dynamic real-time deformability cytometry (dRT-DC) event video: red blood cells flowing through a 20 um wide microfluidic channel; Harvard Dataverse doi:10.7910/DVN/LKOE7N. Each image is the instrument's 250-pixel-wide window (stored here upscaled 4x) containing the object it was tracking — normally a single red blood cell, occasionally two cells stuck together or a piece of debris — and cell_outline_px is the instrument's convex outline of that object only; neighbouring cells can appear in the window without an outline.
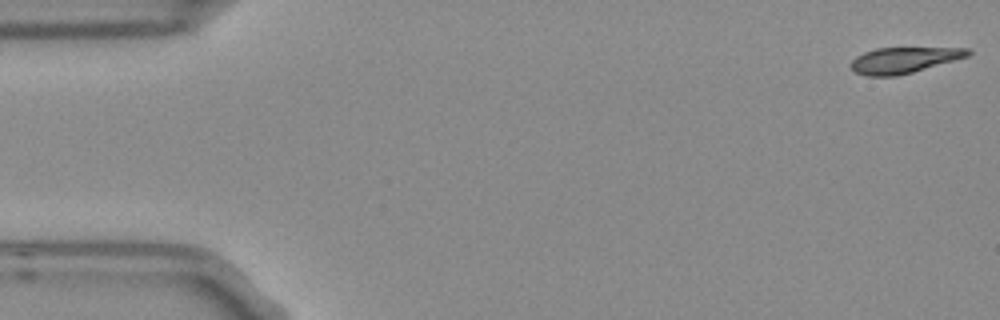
{"species": "Egyptian fruit bat (a non-hibernating species)", "species_latin": "Rousettus aegyptiacus", "temperature_condition": "room temperature", "stored_images_in_passage": 5, "camera_frame_rate_fps": 3000, "um_per_image_px": 0.085, "frame": {"image": 1, "passage_image": 1, "time_ms": 0.0, "image_size_px": [1000, 320], "cell_outline_px": [[972, 52], [968, 56], [912, 72], [896, 76], [868, 76], [856, 72], [852, 68], [852, 60], [856, 56], [864, 52], [876, 48], [968, 48]], "centroid_in_image_um": [76.82, 5.1], "position_along_channel_um": 8.2, "area_um2": 17.34}}
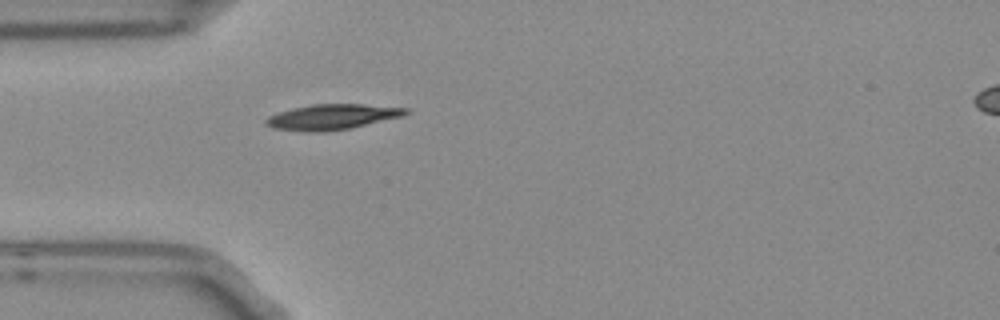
{"frame": {"image": 2, "passage_image": 5, "time_ms": 1.333, "image_size_px": [1000, 320], "cell_outline_px": [[408, 112], [400, 116], [348, 128], [324, 132], [308, 132], [272, 128], [264, 124], [264, 120], [268, 116], [292, 108], [312, 104], [364, 104], [408, 108]], "centroid_in_image_um": [28.14, 9.93], "position_along_channel_um": 56.9, "area_um2": 20.4}}